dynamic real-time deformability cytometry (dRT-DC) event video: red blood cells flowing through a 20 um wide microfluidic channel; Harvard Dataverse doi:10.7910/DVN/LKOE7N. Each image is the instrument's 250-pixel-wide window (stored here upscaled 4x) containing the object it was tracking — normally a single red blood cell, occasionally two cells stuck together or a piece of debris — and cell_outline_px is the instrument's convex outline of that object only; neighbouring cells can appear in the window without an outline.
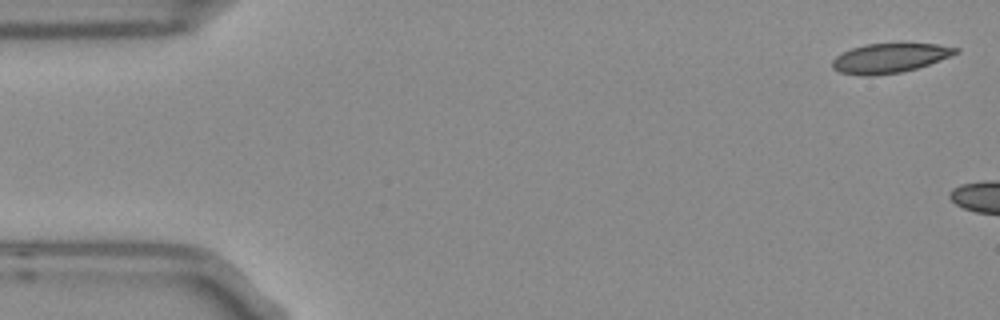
{"species": "Egyptian fruit bat (a non-hibernating species)", "species_latin": "Rousettus aegyptiacus", "temperature_condition": "room temperature", "stored_images_in_passage": 2, "camera_frame_rate_fps": 3000, "um_per_image_px": 0.085, "frame": {"image": 1, "passage_image": 1, "time_ms": 0.0, "image_size_px": [1000, 320], "cell_outline_px": [[960, 52], [940, 60], [916, 68], [900, 72], [868, 76], [860, 76], [840, 72], [832, 68], [832, 60], [836, 56], [852, 48], [864, 44], [900, 40], [936, 44], [960, 48]], "centroid_in_image_um": [75.65, 4.88], "position_along_channel_um": 9.3, "area_um2": 22.02}}